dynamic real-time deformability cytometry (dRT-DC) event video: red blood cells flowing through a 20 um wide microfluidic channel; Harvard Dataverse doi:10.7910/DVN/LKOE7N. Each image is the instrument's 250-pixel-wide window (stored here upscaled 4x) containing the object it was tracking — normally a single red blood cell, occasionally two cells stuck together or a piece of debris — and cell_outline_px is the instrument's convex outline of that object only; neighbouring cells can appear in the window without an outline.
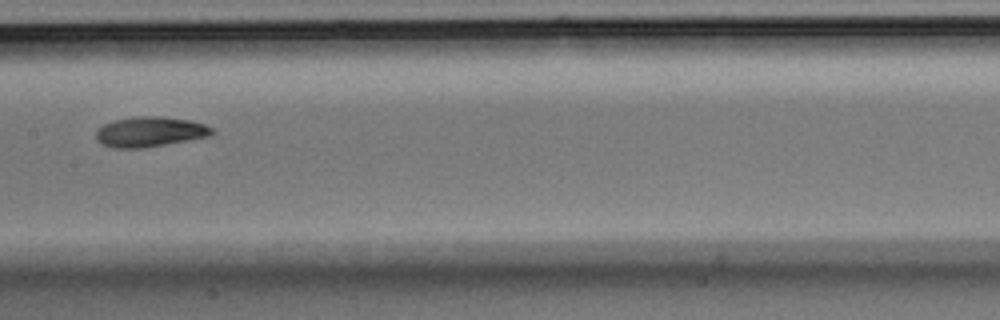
{"species": "Egyptian fruit bat (a non-hibernating species)", "species_latin": "Rousettus aegyptiacus", "temperature_condition": "room temperature", "stored_images_in_passage": 9, "camera_frame_rate_fps": 3000, "um_per_image_px": 0.085, "animal": {"sex": "male"}, "frame": {"image": 1, "passage_image": 7, "time_ms": 2.0, "image_size_px": [1000, 320], "cell_outline_px": [[212, 132], [208, 136], [144, 148], [112, 148], [96, 140], [96, 132], [104, 124], [116, 120], [136, 116], [164, 116], [192, 120], [204, 124], [212, 128]], "centroid_in_image_um": [12.73, 11.19], "position_along_channel_um": 194.7, "area_um2": 20.17}}
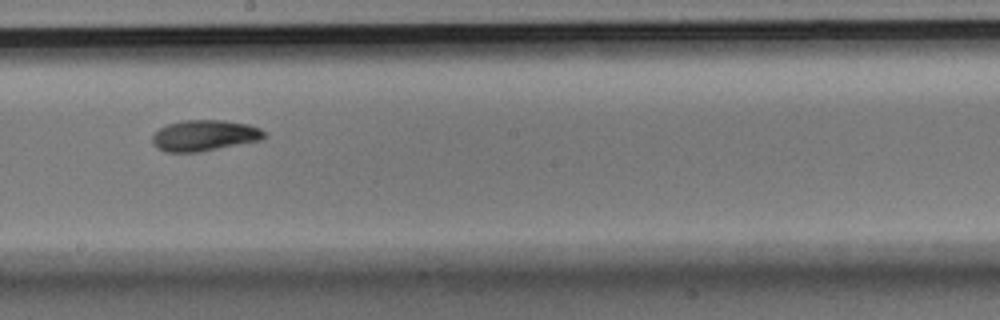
{"frame": {"image": 2, "passage_image": 8, "time_ms": 2.333, "image_size_px": [1000, 320], "cell_outline_px": [[268, 136], [260, 140], [200, 152], [164, 152], [156, 148], [152, 144], [152, 136], [160, 128], [168, 124], [180, 120], [224, 120], [248, 124], [260, 128], [268, 132]], "centroid_in_image_um": [17.39, 11.52], "position_along_channel_um": 230.8, "area_um2": 20.46}}
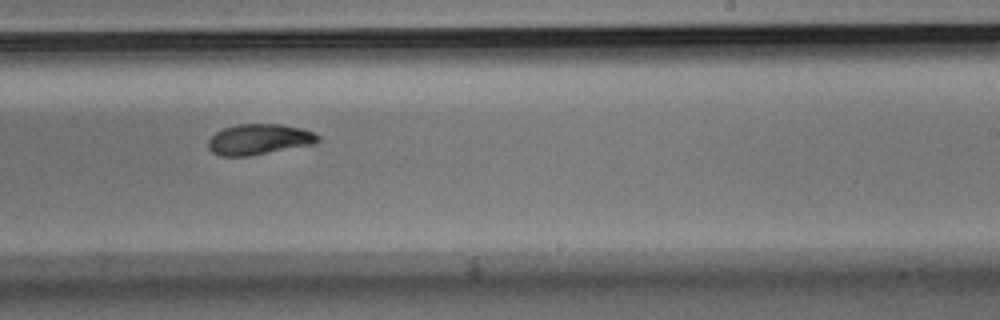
{"frame": {"image": 3, "passage_image": 9, "time_ms": 2.667, "image_size_px": [1000, 320], "cell_outline_px": [[320, 140], [316, 144], [248, 156], [220, 156], [212, 152], [208, 148], [208, 140], [216, 132], [224, 128], [236, 124], [280, 124], [304, 128], [320, 136]], "centroid_in_image_um": [22.04, 11.84], "position_along_channel_um": 267.0, "area_um2": 19.77}}